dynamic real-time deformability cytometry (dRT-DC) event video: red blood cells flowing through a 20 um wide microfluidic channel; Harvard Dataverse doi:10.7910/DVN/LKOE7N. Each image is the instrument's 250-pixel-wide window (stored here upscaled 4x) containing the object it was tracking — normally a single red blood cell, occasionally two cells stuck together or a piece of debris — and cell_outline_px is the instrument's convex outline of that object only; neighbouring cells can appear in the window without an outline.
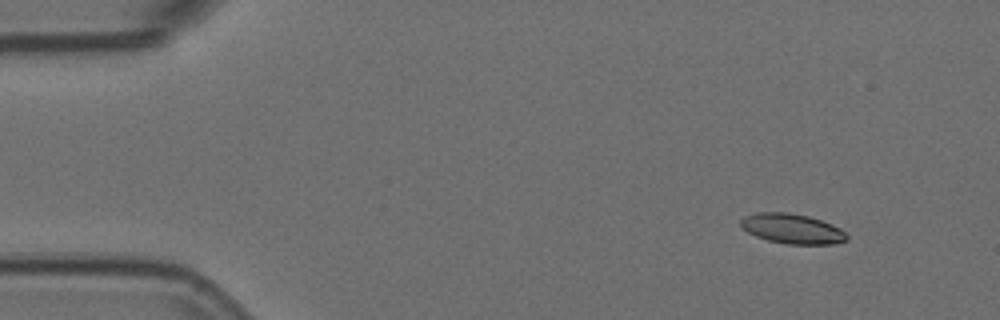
{"species": "Egyptian fruit bat (a non-hibernating species)", "species_latin": "Rousettus aegyptiacus", "temperature_condition": "room temperature", "stored_images_in_passage": 6, "segment_of_instrument_passage": [1, 2], "camera_frame_rate_fps": 3000, "um_per_image_px": 0.085, "animal": {"sex": "female"}, "frame": {"image": 1, "passage_image": 2, "time_ms": 0.333, "image_size_px": [1000, 320], "cell_outline_px": [[848, 240], [832, 244], [784, 244], [768, 240], [756, 236], [740, 228], [740, 220], [744, 216], [756, 212], [788, 212], [808, 216], [832, 224], [840, 228], [848, 236]], "centroid_in_image_um": [67.3, 19.44], "position_along_channel_um": 17.7, "area_um2": 18.61}}